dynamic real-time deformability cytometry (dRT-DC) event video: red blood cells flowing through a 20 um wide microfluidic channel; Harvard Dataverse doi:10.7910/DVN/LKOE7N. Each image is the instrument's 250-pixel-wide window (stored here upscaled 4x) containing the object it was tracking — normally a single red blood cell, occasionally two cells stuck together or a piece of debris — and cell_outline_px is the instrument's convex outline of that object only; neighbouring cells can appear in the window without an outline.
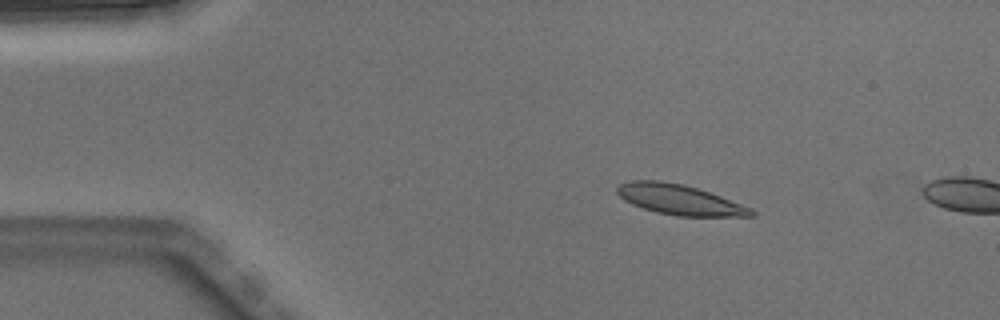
{"species": "Egyptian fruit bat (a non-hibernating species)", "species_latin": "Rousettus aegyptiacus", "temperature_condition": "warm", "stored_images_in_passage": 4, "camera_frame_rate_fps": 3000, "um_per_image_px": 0.085, "animal": {"sex": "male"}, "frame": {"image": 1, "passage_image": 3, "time_ms": 0.667, "image_size_px": [1000, 320], "cell_outline_px": [[756, 216], [676, 216], [656, 212], [632, 204], [624, 200], [616, 192], [616, 188], [620, 184], [628, 180], [660, 180], [684, 184], [720, 196], [752, 208], [756, 212]], "centroid_in_image_um": [57.74, 16.97], "position_along_channel_um": 27.3, "area_um2": 23.58}}